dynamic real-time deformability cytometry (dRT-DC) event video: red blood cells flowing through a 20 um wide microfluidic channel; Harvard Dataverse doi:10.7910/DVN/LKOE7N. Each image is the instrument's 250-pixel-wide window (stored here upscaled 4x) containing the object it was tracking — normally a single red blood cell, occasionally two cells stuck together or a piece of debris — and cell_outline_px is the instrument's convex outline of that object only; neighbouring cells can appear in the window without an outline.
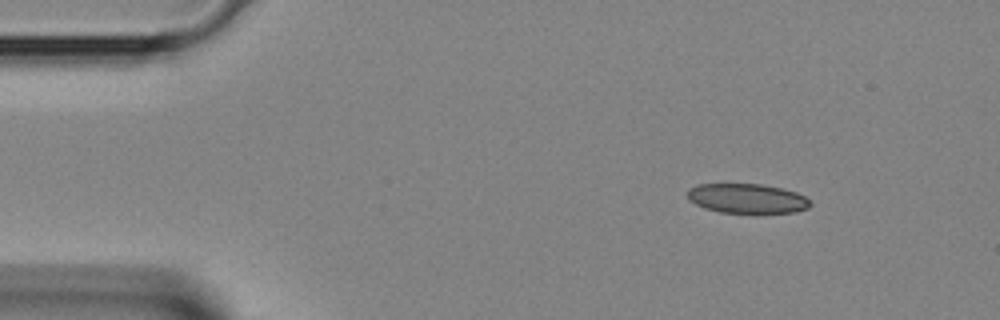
{"species": "Egyptian fruit bat (a non-hibernating species)", "species_latin": "Rousettus aegyptiacus", "temperature_condition": "room temperature", "stored_images_in_passage": 3, "camera_frame_rate_fps": 3000, "um_per_image_px": 0.085, "animal": {"sex": "female"}, "frame": {"image": 1, "passage_image": 1, "time_ms": 0.0, "image_size_px": [1000, 320], "cell_outline_px": [[812, 204], [808, 208], [796, 212], [720, 212], [704, 208], [688, 200], [688, 188], [696, 184], [760, 184], [780, 188], [796, 192], [804, 196]], "centroid_in_image_um": [63.47, 16.86], "position_along_channel_um": 21.5, "area_um2": 20.98}}
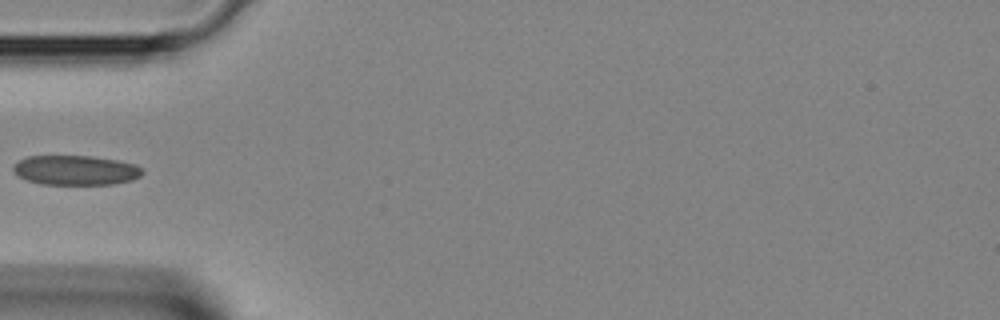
{"frame": {"image": 2, "passage_image": 3, "time_ms": 0.667, "image_size_px": [1000, 320], "cell_outline_px": [[144, 172], [140, 176], [132, 180], [112, 184], [44, 184], [28, 180], [12, 172], [12, 164], [28, 156], [92, 156], [116, 160], [136, 164], [144, 168]], "centroid_in_image_um": [6.45, 14.46], "position_along_channel_um": 78.6, "area_um2": 22.37}}